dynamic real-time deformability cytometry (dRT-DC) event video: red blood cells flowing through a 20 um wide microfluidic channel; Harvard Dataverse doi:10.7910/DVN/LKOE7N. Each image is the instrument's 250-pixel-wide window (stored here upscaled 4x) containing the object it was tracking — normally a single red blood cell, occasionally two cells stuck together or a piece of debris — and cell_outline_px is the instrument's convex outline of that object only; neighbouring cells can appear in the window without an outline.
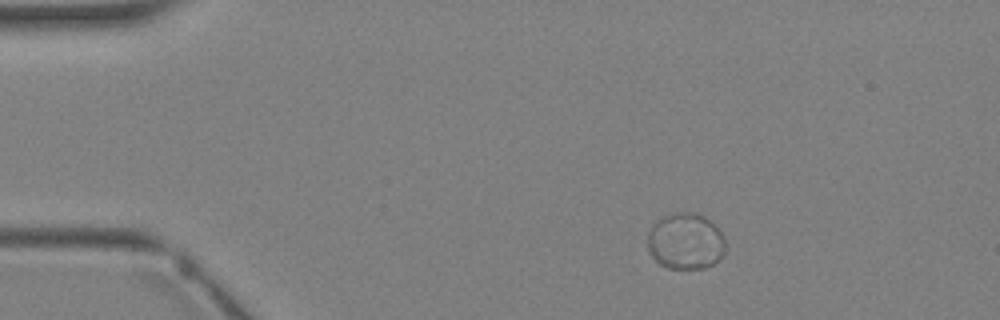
{"species": "Egyptian fruit bat (a non-hibernating species)", "species_latin": "Rousettus aegyptiacus", "temperature_condition": "warm", "stored_images_in_passage": 3, "camera_frame_rate_fps": 3000, "um_per_image_px": 0.085, "animal": {"sex": "female"}, "frame": {"image": 1, "passage_image": 3, "time_ms": 3.333, "image_size_px": [1000, 320], "cell_outline_px": [[724, 252], [720, 260], [704, 268], [668, 268], [660, 264], [648, 252], [648, 232], [652, 224], [656, 220], [664, 216], [676, 212], [696, 212], [704, 216], [724, 236]], "centroid_in_image_um": [58.25, 20.5], "position_along_channel_um": 26.8, "area_um2": 25.55}}